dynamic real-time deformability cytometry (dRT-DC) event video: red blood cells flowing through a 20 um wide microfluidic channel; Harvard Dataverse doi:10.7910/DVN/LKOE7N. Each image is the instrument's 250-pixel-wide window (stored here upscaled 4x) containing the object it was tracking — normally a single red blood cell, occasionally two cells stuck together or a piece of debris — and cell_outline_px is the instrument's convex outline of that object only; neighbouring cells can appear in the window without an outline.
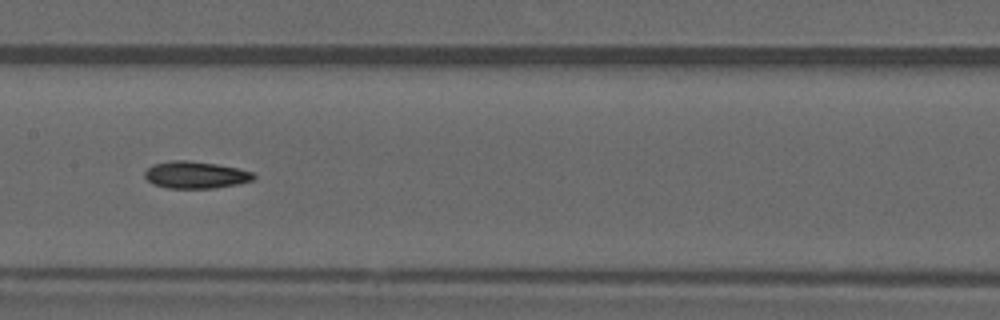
{"species": "common noctule bat (a hibernating species)", "species_latin": "Nyctalus noctula", "temperature_condition": "warm", "stored_images_in_passage": 36, "camera_frame_rate_fps": 3000, "um_per_image_px": 0.085, "animal": {"sex": "male", "forearm_length_mm": 52.5}, "frame": {"image": 1, "passage_image": 11, "time_ms": 3.333, "image_size_px": [1000, 320], "cell_outline_px": [[256, 176], [252, 180], [236, 184], [212, 188], [168, 188], [152, 184], [144, 176], [144, 172], [152, 164], [172, 160], [188, 160], [216, 164], [236, 168], [252, 172]], "centroid_in_image_um": [16.57, 14.86], "position_along_channel_um": 190.8, "area_um2": 17.05}, "authors_computed_cell_mechanics": {"area_um2": 16.8487, "velocity_mm_per_s": 3.9991, "shape_relaxation_time_tau1_ms": null, "shape_relaxation_time_tau2_ms": 5.2176, "deformation_change_tau1": null, "deformation_change_tau2": 0.1283}}